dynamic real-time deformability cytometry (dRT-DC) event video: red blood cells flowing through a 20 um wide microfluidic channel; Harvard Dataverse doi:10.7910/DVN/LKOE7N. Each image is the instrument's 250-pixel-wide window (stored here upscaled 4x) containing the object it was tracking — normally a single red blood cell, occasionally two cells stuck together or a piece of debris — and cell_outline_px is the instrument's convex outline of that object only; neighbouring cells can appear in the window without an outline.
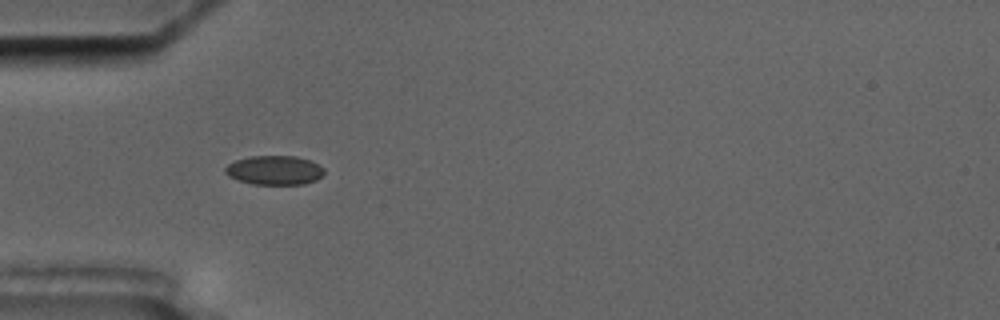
{"species": "common noctule bat (a hibernating species)", "species_latin": "Nyctalus noctula", "temperature_condition": "cold", "stored_images_in_passage": 5, "camera_frame_rate_fps": 3000, "um_per_image_px": 0.085, "animal": {"sex": "male", "body_mass_g": 17.5, "forearm_length_mm": 52.3}, "frame": {"image": 1, "passage_image": 5, "time_ms": 4.667, "image_size_px": [1000, 320], "cell_outline_px": [[324, 176], [316, 180], [304, 184], [252, 184], [228, 176], [224, 172], [224, 168], [228, 164], [236, 160], [248, 156], [296, 156], [308, 160], [324, 168]], "centroid_in_image_um": [23.32, 14.47], "position_along_channel_um": 61.7, "area_um2": 16.82}}